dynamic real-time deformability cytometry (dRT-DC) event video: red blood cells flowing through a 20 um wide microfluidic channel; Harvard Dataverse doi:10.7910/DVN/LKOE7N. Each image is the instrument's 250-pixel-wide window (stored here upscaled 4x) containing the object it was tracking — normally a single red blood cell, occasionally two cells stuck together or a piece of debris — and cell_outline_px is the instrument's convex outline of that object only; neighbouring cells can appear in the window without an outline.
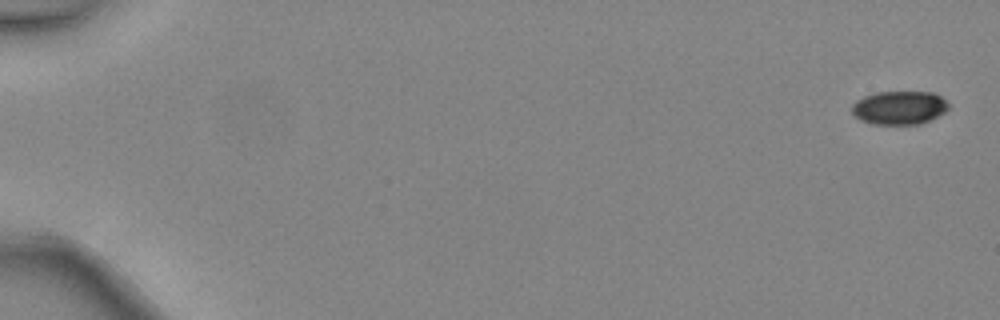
{"species": "common noctule bat (a hibernating species)", "species_latin": "Nyctalus noctula", "temperature_condition": "warm", "stored_images_in_passage": 5, "segment_of_instrument_passage": [2, 2], "camera_frame_rate_fps": 3000, "um_per_image_px": 0.085, "animal": {"sex": "female", "body_mass_g": 24.6, "forearm_length_mm": 56.2}, "frame": {"image": 1, "passage_image": 5, "time_ms": 1.333, "image_size_px": [1000, 320], "cell_outline_px": [[948, 108], [944, 112], [920, 124], [872, 124], [860, 120], [852, 112], [852, 104], [856, 100], [864, 96], [876, 92], [932, 92], [940, 96], [948, 104]], "centroid_in_image_um": [76.4, 9.15], "position_along_channel_um": 8.6, "area_um2": 18.73}}